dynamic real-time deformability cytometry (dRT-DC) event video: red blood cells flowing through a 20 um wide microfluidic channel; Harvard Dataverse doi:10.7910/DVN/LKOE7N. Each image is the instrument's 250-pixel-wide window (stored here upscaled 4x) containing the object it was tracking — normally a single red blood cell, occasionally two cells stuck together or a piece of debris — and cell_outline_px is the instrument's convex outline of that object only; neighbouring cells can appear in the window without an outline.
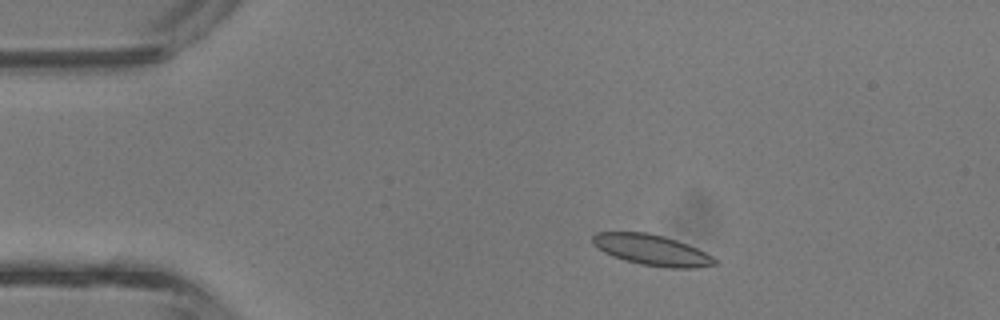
{"species": "common noctule bat (a hibernating species)", "species_latin": "Nyctalus noctula", "temperature_condition": "room temperature", "stored_images_in_passage": 3, "camera_frame_rate_fps": 3000, "um_per_image_px": 0.085, "animal": {"sex": "male", "body_mass_g": 13.3}, "frame": {"image": 1, "passage_image": 2, "time_ms": 0.333, "image_size_px": [1000, 320], "cell_outline_px": [[720, 264], [696, 268], [664, 268], [640, 264], [624, 260], [612, 256], [604, 252], [592, 244], [592, 236], [596, 232], [648, 232], [664, 236], [688, 244], [720, 260]], "centroid_in_image_um": [55.43, 21.26], "position_along_channel_um": 29.6, "area_um2": 22.2}}
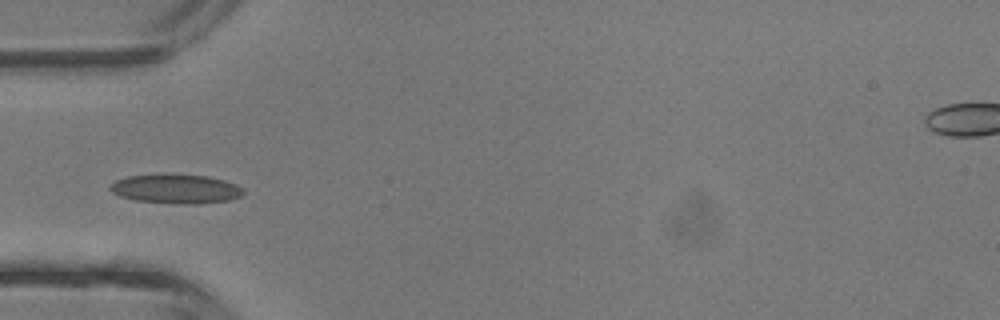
{"frame": {"image": 2, "passage_image": 3, "time_ms": 0.667, "image_size_px": [1000, 320], "cell_outline_px": [[244, 192], [240, 196], [232, 200], [196, 204], [176, 204], [136, 200], [120, 196], [112, 192], [108, 188], [116, 180], [128, 176], [208, 176], [224, 180], [236, 184], [244, 188]], "centroid_in_image_um": [15.01, 16.09], "position_along_channel_um": 70.0, "area_um2": 22.14}}